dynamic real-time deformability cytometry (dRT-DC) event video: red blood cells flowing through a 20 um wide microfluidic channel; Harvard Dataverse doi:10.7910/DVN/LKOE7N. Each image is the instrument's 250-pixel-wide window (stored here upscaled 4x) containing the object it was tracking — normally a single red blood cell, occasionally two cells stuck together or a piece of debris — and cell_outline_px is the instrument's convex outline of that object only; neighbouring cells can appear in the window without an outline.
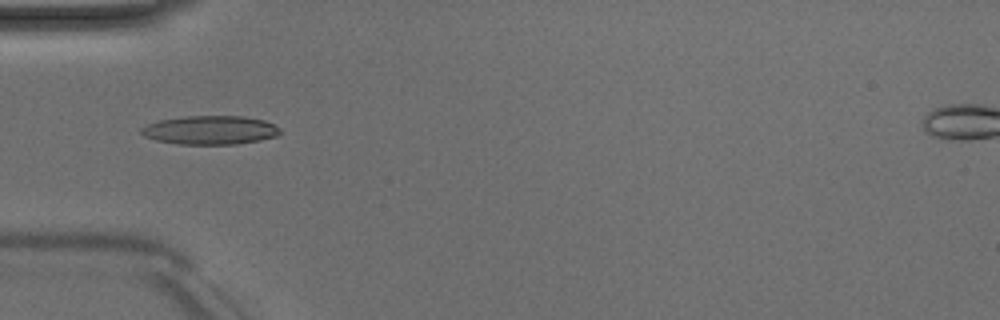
{"species": "Egyptian fruit bat (a non-hibernating species)", "species_latin": "Rousettus aegyptiacus", "temperature_condition": "room temperature", "stored_images_in_passage": 3, "camera_frame_rate_fps": 3000, "um_per_image_px": 0.085, "animal": {"sex": "male"}, "frame": {"image": 1, "passage_image": 3, "time_ms": 2.333, "image_size_px": [1000, 320], "cell_outline_px": [[280, 132], [276, 136], [260, 140], [236, 144], [176, 144], [156, 140], [144, 136], [140, 132], [140, 128], [148, 124], [160, 120], [184, 116], [244, 116], [264, 120], [280, 128]], "centroid_in_image_um": [17.85, 11.06], "position_along_channel_um": 67.2, "area_um2": 23.24}}